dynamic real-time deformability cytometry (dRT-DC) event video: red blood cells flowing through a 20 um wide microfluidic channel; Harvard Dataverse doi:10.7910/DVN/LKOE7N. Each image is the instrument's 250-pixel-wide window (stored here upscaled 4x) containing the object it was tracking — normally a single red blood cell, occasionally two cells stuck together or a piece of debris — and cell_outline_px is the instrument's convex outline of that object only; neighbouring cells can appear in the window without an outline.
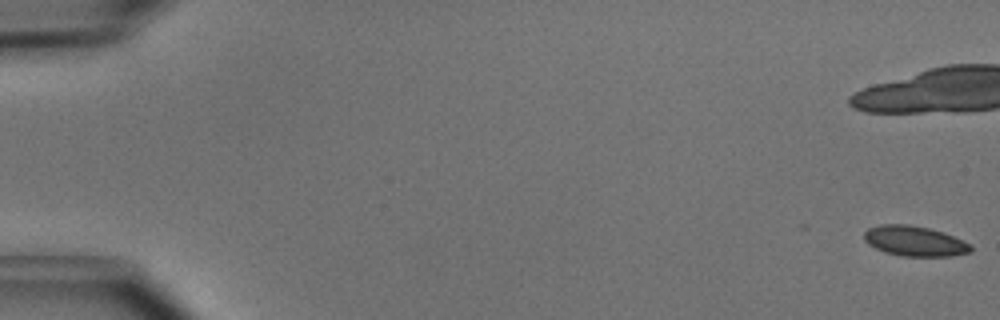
{"species": "common noctule bat (a hibernating species)", "species_latin": "Nyctalus noctula", "temperature_condition": "cold", "stored_images_in_passage": 16, "camera_frame_rate_fps": 3000, "um_per_image_px": 0.085, "animal": {"sex": "male", "body_mass_g": 15.6}, "frame": {"image": 1, "passage_image": 1, "time_ms": 0.0, "image_size_px": [1000, 320], "cell_outline_px": [[972, 252], [952, 256], [900, 256], [884, 252], [868, 244], [864, 240], [864, 232], [868, 228], [880, 224], [908, 224], [928, 228], [944, 232], [972, 244]], "centroid_in_image_um": [77.75, 20.49], "position_along_channel_um": 7.2, "area_um2": 18.96}}